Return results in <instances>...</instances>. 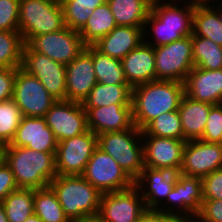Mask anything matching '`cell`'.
<instances>
[{"label":"cell","instance_id":"cell-22","mask_svg":"<svg viewBox=\"0 0 222 222\" xmlns=\"http://www.w3.org/2000/svg\"><path fill=\"white\" fill-rule=\"evenodd\" d=\"M184 87L189 98L217 105L222 97V68L206 70L194 67L187 75Z\"/></svg>","mask_w":222,"mask_h":222},{"label":"cell","instance_id":"cell-11","mask_svg":"<svg viewBox=\"0 0 222 222\" xmlns=\"http://www.w3.org/2000/svg\"><path fill=\"white\" fill-rule=\"evenodd\" d=\"M21 68L37 77L55 100H66V66L24 46Z\"/></svg>","mask_w":222,"mask_h":222},{"label":"cell","instance_id":"cell-34","mask_svg":"<svg viewBox=\"0 0 222 222\" xmlns=\"http://www.w3.org/2000/svg\"><path fill=\"white\" fill-rule=\"evenodd\" d=\"M64 24L79 31L87 22L93 10L105 3L104 0H60Z\"/></svg>","mask_w":222,"mask_h":222},{"label":"cell","instance_id":"cell-36","mask_svg":"<svg viewBox=\"0 0 222 222\" xmlns=\"http://www.w3.org/2000/svg\"><path fill=\"white\" fill-rule=\"evenodd\" d=\"M142 135L183 139V130L178 110L164 113L152 120L142 130Z\"/></svg>","mask_w":222,"mask_h":222},{"label":"cell","instance_id":"cell-10","mask_svg":"<svg viewBox=\"0 0 222 222\" xmlns=\"http://www.w3.org/2000/svg\"><path fill=\"white\" fill-rule=\"evenodd\" d=\"M12 99L22 116L45 117L57 101L45 89L41 81L21 67L16 72Z\"/></svg>","mask_w":222,"mask_h":222},{"label":"cell","instance_id":"cell-42","mask_svg":"<svg viewBox=\"0 0 222 222\" xmlns=\"http://www.w3.org/2000/svg\"><path fill=\"white\" fill-rule=\"evenodd\" d=\"M18 68H0V102L12 99Z\"/></svg>","mask_w":222,"mask_h":222},{"label":"cell","instance_id":"cell-44","mask_svg":"<svg viewBox=\"0 0 222 222\" xmlns=\"http://www.w3.org/2000/svg\"><path fill=\"white\" fill-rule=\"evenodd\" d=\"M136 222H183L180 218L156 209H146Z\"/></svg>","mask_w":222,"mask_h":222},{"label":"cell","instance_id":"cell-39","mask_svg":"<svg viewBox=\"0 0 222 222\" xmlns=\"http://www.w3.org/2000/svg\"><path fill=\"white\" fill-rule=\"evenodd\" d=\"M20 0H0V30L19 31Z\"/></svg>","mask_w":222,"mask_h":222},{"label":"cell","instance_id":"cell-38","mask_svg":"<svg viewBox=\"0 0 222 222\" xmlns=\"http://www.w3.org/2000/svg\"><path fill=\"white\" fill-rule=\"evenodd\" d=\"M200 140L222 144V105H213Z\"/></svg>","mask_w":222,"mask_h":222},{"label":"cell","instance_id":"cell-12","mask_svg":"<svg viewBox=\"0 0 222 222\" xmlns=\"http://www.w3.org/2000/svg\"><path fill=\"white\" fill-rule=\"evenodd\" d=\"M97 147L98 136L89 129L80 135L58 142L57 175H82Z\"/></svg>","mask_w":222,"mask_h":222},{"label":"cell","instance_id":"cell-18","mask_svg":"<svg viewBox=\"0 0 222 222\" xmlns=\"http://www.w3.org/2000/svg\"><path fill=\"white\" fill-rule=\"evenodd\" d=\"M66 66V100L83 103L97 84L92 55L85 48Z\"/></svg>","mask_w":222,"mask_h":222},{"label":"cell","instance_id":"cell-23","mask_svg":"<svg viewBox=\"0 0 222 222\" xmlns=\"http://www.w3.org/2000/svg\"><path fill=\"white\" fill-rule=\"evenodd\" d=\"M122 67L128 84L137 85L155 81L154 47L142 42L122 60Z\"/></svg>","mask_w":222,"mask_h":222},{"label":"cell","instance_id":"cell-37","mask_svg":"<svg viewBox=\"0 0 222 222\" xmlns=\"http://www.w3.org/2000/svg\"><path fill=\"white\" fill-rule=\"evenodd\" d=\"M21 119V111L13 99L0 102V144L11 143Z\"/></svg>","mask_w":222,"mask_h":222},{"label":"cell","instance_id":"cell-25","mask_svg":"<svg viewBox=\"0 0 222 222\" xmlns=\"http://www.w3.org/2000/svg\"><path fill=\"white\" fill-rule=\"evenodd\" d=\"M213 105L207 102L195 101L184 95L178 112L183 130V140H200Z\"/></svg>","mask_w":222,"mask_h":222},{"label":"cell","instance_id":"cell-24","mask_svg":"<svg viewBox=\"0 0 222 222\" xmlns=\"http://www.w3.org/2000/svg\"><path fill=\"white\" fill-rule=\"evenodd\" d=\"M142 42H144V28L116 26L93 46L105 55L122 60Z\"/></svg>","mask_w":222,"mask_h":222},{"label":"cell","instance_id":"cell-50","mask_svg":"<svg viewBox=\"0 0 222 222\" xmlns=\"http://www.w3.org/2000/svg\"><path fill=\"white\" fill-rule=\"evenodd\" d=\"M24 222H42V220L34 213L29 216Z\"/></svg>","mask_w":222,"mask_h":222},{"label":"cell","instance_id":"cell-45","mask_svg":"<svg viewBox=\"0 0 222 222\" xmlns=\"http://www.w3.org/2000/svg\"><path fill=\"white\" fill-rule=\"evenodd\" d=\"M176 1H179L180 0H176ZM182 1V0H181ZM184 1V0H183ZM214 1V0H213ZM212 0H190V2H185L186 4H188L189 6H192V7H206V6H210V3L209 2H213ZM216 1H219L220 0H216Z\"/></svg>","mask_w":222,"mask_h":222},{"label":"cell","instance_id":"cell-26","mask_svg":"<svg viewBox=\"0 0 222 222\" xmlns=\"http://www.w3.org/2000/svg\"><path fill=\"white\" fill-rule=\"evenodd\" d=\"M153 0H109L117 26L144 28Z\"/></svg>","mask_w":222,"mask_h":222},{"label":"cell","instance_id":"cell-19","mask_svg":"<svg viewBox=\"0 0 222 222\" xmlns=\"http://www.w3.org/2000/svg\"><path fill=\"white\" fill-rule=\"evenodd\" d=\"M8 145L40 152H56L58 141L47 126L45 117L22 116L15 136Z\"/></svg>","mask_w":222,"mask_h":222},{"label":"cell","instance_id":"cell-17","mask_svg":"<svg viewBox=\"0 0 222 222\" xmlns=\"http://www.w3.org/2000/svg\"><path fill=\"white\" fill-rule=\"evenodd\" d=\"M144 166L179 173L186 141L154 135H142Z\"/></svg>","mask_w":222,"mask_h":222},{"label":"cell","instance_id":"cell-2","mask_svg":"<svg viewBox=\"0 0 222 222\" xmlns=\"http://www.w3.org/2000/svg\"><path fill=\"white\" fill-rule=\"evenodd\" d=\"M170 1L166 3L163 0L152 1L151 10L144 25V42L153 47L167 45L192 35L195 8L188 4L180 7L179 4L175 3L176 0ZM146 26L151 27V33L153 32L149 36L153 38V40L151 39L152 42L145 38L146 35H149Z\"/></svg>","mask_w":222,"mask_h":222},{"label":"cell","instance_id":"cell-35","mask_svg":"<svg viewBox=\"0 0 222 222\" xmlns=\"http://www.w3.org/2000/svg\"><path fill=\"white\" fill-rule=\"evenodd\" d=\"M25 42L19 31L0 30V68H19Z\"/></svg>","mask_w":222,"mask_h":222},{"label":"cell","instance_id":"cell-27","mask_svg":"<svg viewBox=\"0 0 222 222\" xmlns=\"http://www.w3.org/2000/svg\"><path fill=\"white\" fill-rule=\"evenodd\" d=\"M117 26L107 2L93 10L86 24L78 31L85 46H93Z\"/></svg>","mask_w":222,"mask_h":222},{"label":"cell","instance_id":"cell-47","mask_svg":"<svg viewBox=\"0 0 222 222\" xmlns=\"http://www.w3.org/2000/svg\"><path fill=\"white\" fill-rule=\"evenodd\" d=\"M0 222H8V218L6 216L2 202H0Z\"/></svg>","mask_w":222,"mask_h":222},{"label":"cell","instance_id":"cell-13","mask_svg":"<svg viewBox=\"0 0 222 222\" xmlns=\"http://www.w3.org/2000/svg\"><path fill=\"white\" fill-rule=\"evenodd\" d=\"M26 44L33 51L63 65L70 63L85 49L79 32L67 26L57 32L34 36Z\"/></svg>","mask_w":222,"mask_h":222},{"label":"cell","instance_id":"cell-29","mask_svg":"<svg viewBox=\"0 0 222 222\" xmlns=\"http://www.w3.org/2000/svg\"><path fill=\"white\" fill-rule=\"evenodd\" d=\"M85 48L92 55L97 83L105 85H129L121 60L101 53L94 46H85Z\"/></svg>","mask_w":222,"mask_h":222},{"label":"cell","instance_id":"cell-41","mask_svg":"<svg viewBox=\"0 0 222 222\" xmlns=\"http://www.w3.org/2000/svg\"><path fill=\"white\" fill-rule=\"evenodd\" d=\"M193 222H222V199L203 200L201 211Z\"/></svg>","mask_w":222,"mask_h":222},{"label":"cell","instance_id":"cell-33","mask_svg":"<svg viewBox=\"0 0 222 222\" xmlns=\"http://www.w3.org/2000/svg\"><path fill=\"white\" fill-rule=\"evenodd\" d=\"M194 67L206 70L222 68V47L211 39L191 35Z\"/></svg>","mask_w":222,"mask_h":222},{"label":"cell","instance_id":"cell-7","mask_svg":"<svg viewBox=\"0 0 222 222\" xmlns=\"http://www.w3.org/2000/svg\"><path fill=\"white\" fill-rule=\"evenodd\" d=\"M155 81H177L184 83L194 68L191 35L154 47Z\"/></svg>","mask_w":222,"mask_h":222},{"label":"cell","instance_id":"cell-5","mask_svg":"<svg viewBox=\"0 0 222 222\" xmlns=\"http://www.w3.org/2000/svg\"><path fill=\"white\" fill-rule=\"evenodd\" d=\"M97 136L98 147L112 156L135 181L145 167L142 131L133 125L127 130L106 132Z\"/></svg>","mask_w":222,"mask_h":222},{"label":"cell","instance_id":"cell-14","mask_svg":"<svg viewBox=\"0 0 222 222\" xmlns=\"http://www.w3.org/2000/svg\"><path fill=\"white\" fill-rule=\"evenodd\" d=\"M146 210L138 187L102 193L98 217L104 222H136Z\"/></svg>","mask_w":222,"mask_h":222},{"label":"cell","instance_id":"cell-40","mask_svg":"<svg viewBox=\"0 0 222 222\" xmlns=\"http://www.w3.org/2000/svg\"><path fill=\"white\" fill-rule=\"evenodd\" d=\"M203 200L222 199V168L202 178Z\"/></svg>","mask_w":222,"mask_h":222},{"label":"cell","instance_id":"cell-28","mask_svg":"<svg viewBox=\"0 0 222 222\" xmlns=\"http://www.w3.org/2000/svg\"><path fill=\"white\" fill-rule=\"evenodd\" d=\"M130 85H105L97 83L82 103L84 108L106 107L112 104H132Z\"/></svg>","mask_w":222,"mask_h":222},{"label":"cell","instance_id":"cell-32","mask_svg":"<svg viewBox=\"0 0 222 222\" xmlns=\"http://www.w3.org/2000/svg\"><path fill=\"white\" fill-rule=\"evenodd\" d=\"M192 34L211 39L222 47V24L211 6L195 7Z\"/></svg>","mask_w":222,"mask_h":222},{"label":"cell","instance_id":"cell-20","mask_svg":"<svg viewBox=\"0 0 222 222\" xmlns=\"http://www.w3.org/2000/svg\"><path fill=\"white\" fill-rule=\"evenodd\" d=\"M176 180V172L167 169L144 167L140 176L134 181V185L138 187L146 209L157 210L162 204L160 202H165Z\"/></svg>","mask_w":222,"mask_h":222},{"label":"cell","instance_id":"cell-21","mask_svg":"<svg viewBox=\"0 0 222 222\" xmlns=\"http://www.w3.org/2000/svg\"><path fill=\"white\" fill-rule=\"evenodd\" d=\"M87 113V126L94 134L130 129L132 104H112L106 107L84 108Z\"/></svg>","mask_w":222,"mask_h":222},{"label":"cell","instance_id":"cell-9","mask_svg":"<svg viewBox=\"0 0 222 222\" xmlns=\"http://www.w3.org/2000/svg\"><path fill=\"white\" fill-rule=\"evenodd\" d=\"M82 176L100 193L123 191L134 185L112 156L99 147L94 150Z\"/></svg>","mask_w":222,"mask_h":222},{"label":"cell","instance_id":"cell-6","mask_svg":"<svg viewBox=\"0 0 222 222\" xmlns=\"http://www.w3.org/2000/svg\"><path fill=\"white\" fill-rule=\"evenodd\" d=\"M64 27L60 0H20L19 32L25 44L34 36L57 32Z\"/></svg>","mask_w":222,"mask_h":222},{"label":"cell","instance_id":"cell-30","mask_svg":"<svg viewBox=\"0 0 222 222\" xmlns=\"http://www.w3.org/2000/svg\"><path fill=\"white\" fill-rule=\"evenodd\" d=\"M33 207L42 222H71L50 186L34 189Z\"/></svg>","mask_w":222,"mask_h":222},{"label":"cell","instance_id":"cell-43","mask_svg":"<svg viewBox=\"0 0 222 222\" xmlns=\"http://www.w3.org/2000/svg\"><path fill=\"white\" fill-rule=\"evenodd\" d=\"M17 188L18 185L14 174L10 167L4 162L0 166V202H2L9 193Z\"/></svg>","mask_w":222,"mask_h":222},{"label":"cell","instance_id":"cell-4","mask_svg":"<svg viewBox=\"0 0 222 222\" xmlns=\"http://www.w3.org/2000/svg\"><path fill=\"white\" fill-rule=\"evenodd\" d=\"M49 186L71 222L98 215L102 193L82 175H57Z\"/></svg>","mask_w":222,"mask_h":222},{"label":"cell","instance_id":"cell-8","mask_svg":"<svg viewBox=\"0 0 222 222\" xmlns=\"http://www.w3.org/2000/svg\"><path fill=\"white\" fill-rule=\"evenodd\" d=\"M165 201V206L162 202L157 210L178 217L183 222H193L200 213L203 202L202 178L177 173V180Z\"/></svg>","mask_w":222,"mask_h":222},{"label":"cell","instance_id":"cell-48","mask_svg":"<svg viewBox=\"0 0 222 222\" xmlns=\"http://www.w3.org/2000/svg\"><path fill=\"white\" fill-rule=\"evenodd\" d=\"M211 7L216 11L217 15H218V18L222 24V4L220 3L218 6H214L211 4Z\"/></svg>","mask_w":222,"mask_h":222},{"label":"cell","instance_id":"cell-3","mask_svg":"<svg viewBox=\"0 0 222 222\" xmlns=\"http://www.w3.org/2000/svg\"><path fill=\"white\" fill-rule=\"evenodd\" d=\"M5 163L14 174L18 188H45L57 176L56 152H40L7 144Z\"/></svg>","mask_w":222,"mask_h":222},{"label":"cell","instance_id":"cell-49","mask_svg":"<svg viewBox=\"0 0 222 222\" xmlns=\"http://www.w3.org/2000/svg\"><path fill=\"white\" fill-rule=\"evenodd\" d=\"M5 162V145L0 144V166Z\"/></svg>","mask_w":222,"mask_h":222},{"label":"cell","instance_id":"cell-15","mask_svg":"<svg viewBox=\"0 0 222 222\" xmlns=\"http://www.w3.org/2000/svg\"><path fill=\"white\" fill-rule=\"evenodd\" d=\"M45 119L58 142L88 130L87 113L82 103L57 100L46 113Z\"/></svg>","mask_w":222,"mask_h":222},{"label":"cell","instance_id":"cell-16","mask_svg":"<svg viewBox=\"0 0 222 222\" xmlns=\"http://www.w3.org/2000/svg\"><path fill=\"white\" fill-rule=\"evenodd\" d=\"M222 168V144L203 140L186 141L179 173L203 178Z\"/></svg>","mask_w":222,"mask_h":222},{"label":"cell","instance_id":"cell-1","mask_svg":"<svg viewBox=\"0 0 222 222\" xmlns=\"http://www.w3.org/2000/svg\"><path fill=\"white\" fill-rule=\"evenodd\" d=\"M185 95L184 83L156 80L132 88V119L141 131L158 116L177 111Z\"/></svg>","mask_w":222,"mask_h":222},{"label":"cell","instance_id":"cell-46","mask_svg":"<svg viewBox=\"0 0 222 222\" xmlns=\"http://www.w3.org/2000/svg\"><path fill=\"white\" fill-rule=\"evenodd\" d=\"M73 222H104V221L101 220L98 216H96V217H87L82 220H77Z\"/></svg>","mask_w":222,"mask_h":222},{"label":"cell","instance_id":"cell-31","mask_svg":"<svg viewBox=\"0 0 222 222\" xmlns=\"http://www.w3.org/2000/svg\"><path fill=\"white\" fill-rule=\"evenodd\" d=\"M34 189L17 188L2 201L8 222H24L34 214Z\"/></svg>","mask_w":222,"mask_h":222}]
</instances>
